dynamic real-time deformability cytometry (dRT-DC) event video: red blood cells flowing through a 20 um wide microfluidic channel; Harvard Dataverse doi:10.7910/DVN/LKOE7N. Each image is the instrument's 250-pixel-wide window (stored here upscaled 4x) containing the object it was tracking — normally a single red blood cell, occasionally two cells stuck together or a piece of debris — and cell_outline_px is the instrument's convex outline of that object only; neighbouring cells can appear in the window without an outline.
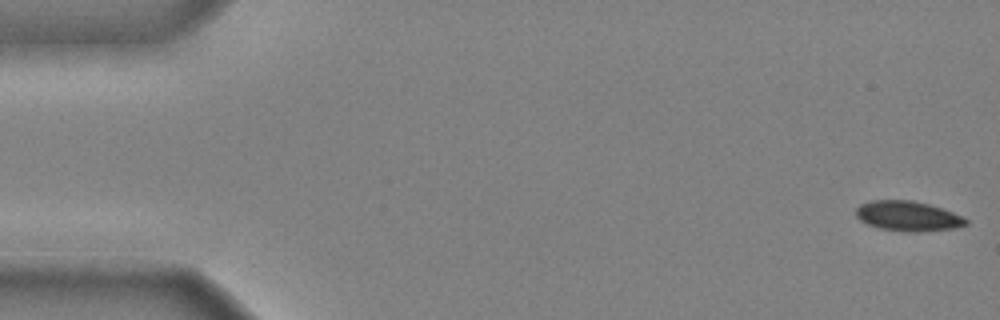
{"species": "common noctule bat (a hibernating species)", "species_latin": "Nyctalus noctula", "temperature_condition": "cold", "stored_images_in_passage": 48, "camera_frame_rate_fps": 3000, "um_per_image_px": 0.085, "animal": {"sex": "male", "body_mass_g": 20.4}, "frame": {"image": 1, "passage_image": 1, "time_ms": 0.0, "image_size_px": [1000, 320], "cell_outline_px": [[968, 224], [952, 228], [916, 232], [908, 232], [880, 228], [868, 224], [860, 220], [856, 216], [856, 208], [860, 204], [872, 200], [912, 200], [928, 204], [952, 212], [968, 220]], "centroid_in_image_um": [77.14, 18.36], "position_along_channel_um": 7.9, "area_um2": 18.96}}
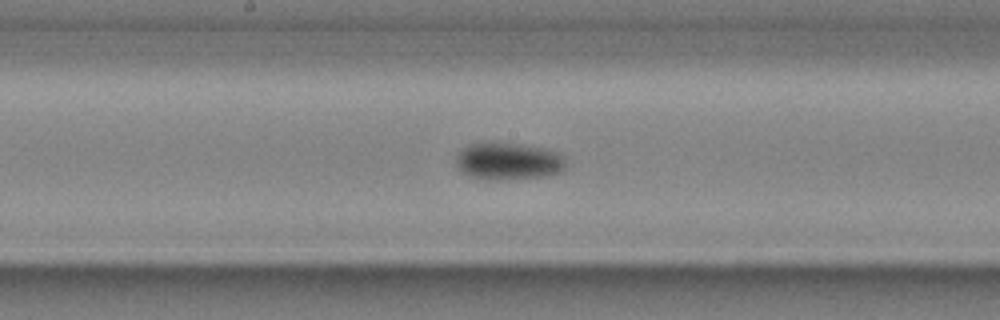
{"frame": {"image": 2, "passage_image": 26, "time_ms": 8.333, "image_size_px": [1000, 320], "cell_outline_px": [[564, 168], [560, 172], [544, 176], [508, 180], [492, 180], [468, 176], [460, 172], [456, 164], [456, 156], [464, 148], [472, 144], [516, 144], [544, 148], [560, 152], [564, 156]], "centroid_in_image_um": [43.22, 13.74], "position_along_channel_um": 205.0, "area_um2": 23.58}}
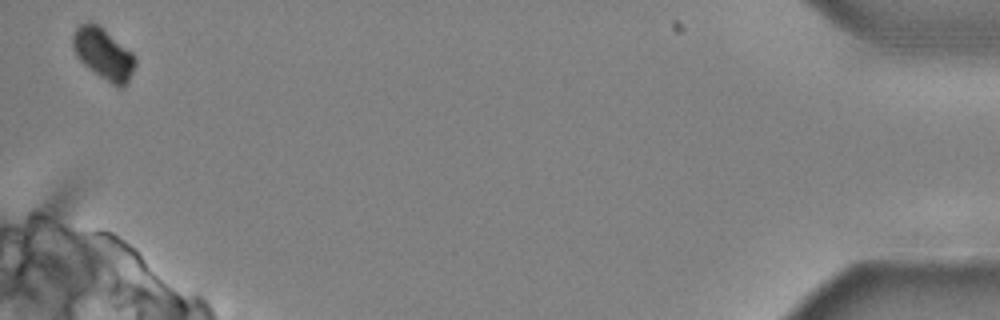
{"frame": {"image": 3, "passage_image": 48, "time_ms": 15.667, "image_size_px": [1000, 320], "cell_outline_px": [[136, 64], [124, 88], [116, 88], [88, 68], [76, 56], [72, 48], [72, 36], [76, 28], [80, 24], [88, 20], [104, 28], [132, 52], [136, 60]], "centroid_in_image_um": [8.78, 4.57], "position_along_channel_um": 426.4, "area_um2": 18.9}, "authors_computed_cell_mechanics": {"area_um2": 20.7502, "velocity_mm_per_s": 3.9442, "shape_relaxation_time_tau1_ms": 3.5244, "shape_relaxation_time_tau2_ms": null, "deformation_change_tau1": 0.1356, "deformation_change_tau2": null}}